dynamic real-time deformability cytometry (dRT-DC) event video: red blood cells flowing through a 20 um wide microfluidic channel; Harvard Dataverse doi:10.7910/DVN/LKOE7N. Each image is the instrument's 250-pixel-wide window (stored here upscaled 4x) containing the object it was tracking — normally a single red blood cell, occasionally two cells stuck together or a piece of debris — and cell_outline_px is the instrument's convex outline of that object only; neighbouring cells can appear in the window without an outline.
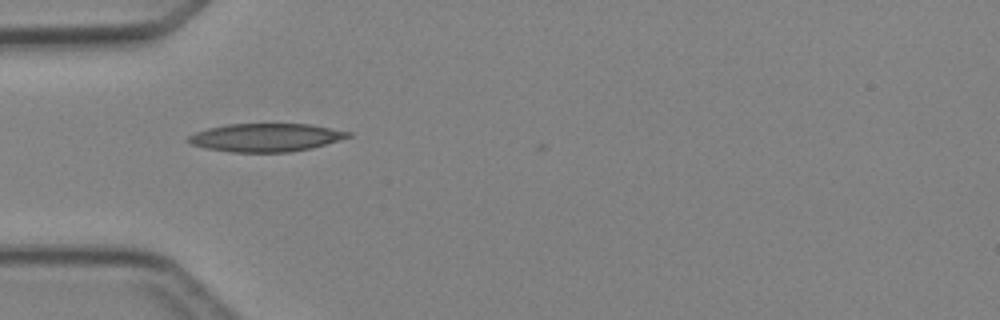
{"species": "Egyptian fruit bat (a non-hibernating species)", "species_latin": "Rousettus aegyptiacus", "temperature_condition": "cold", "stored_images_in_passage": 5, "camera_frame_rate_fps": 3000, "um_per_image_px": 0.085, "animal": {"sex": "female"}, "frame": {"image": 1, "passage_image": 4, "time_ms": 4.333, "image_size_px": [1000, 320], "cell_outline_px": [[352, 136], [312, 148], [288, 152], [232, 152], [208, 148], [192, 144], [188, 140], [188, 136], [196, 132], [208, 128], [228, 124], [312, 124], [352, 132]], "centroid_in_image_um": [22.64, 11.68], "position_along_channel_um": 62.4, "area_um2": 26.07}}
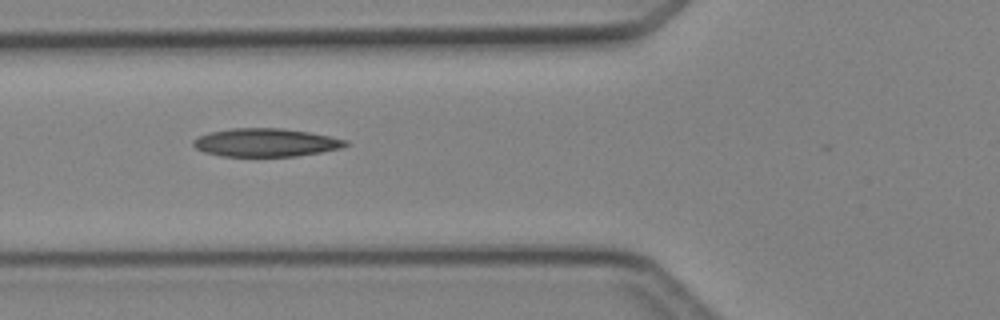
{"frame": {"image": 2, "passage_image": 5, "time_ms": 5.333, "image_size_px": [1000, 320], "cell_outline_px": [[348, 144], [340, 148], [320, 152], [296, 156], [220, 156], [204, 152], [196, 148], [192, 144], [192, 140], [196, 136], [208, 132], [232, 128], [280, 128], [308, 132], [348, 140]], "centroid_in_image_um": [22.52, 12.11], "position_along_channel_um": 103.3, "area_um2": 25.03}}